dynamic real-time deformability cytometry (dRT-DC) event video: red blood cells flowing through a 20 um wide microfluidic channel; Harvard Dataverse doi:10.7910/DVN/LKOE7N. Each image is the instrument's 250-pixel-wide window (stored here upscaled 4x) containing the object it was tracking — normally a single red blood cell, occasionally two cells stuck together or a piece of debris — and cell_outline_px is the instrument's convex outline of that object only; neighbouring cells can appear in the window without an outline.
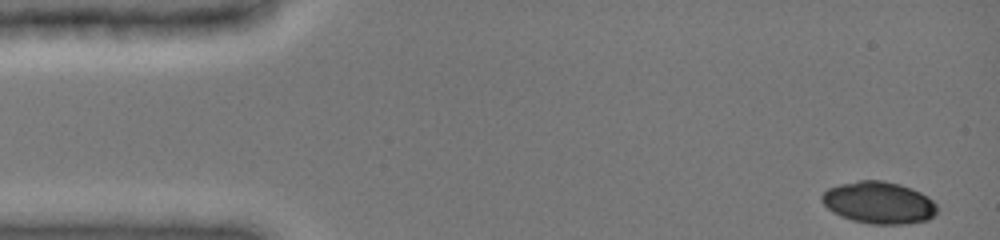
{"species": "common noctule bat (a hibernating species)", "species_latin": "Nyctalus noctula", "temperature_condition": "cold", "stored_images_in_passage": 42, "camera_frame_rate_fps": 3000, "um_per_image_px": 0.085, "animal": {"sex": "female", "body_mass_g": 19.0, "forearm_length_mm": 51.5}, "frame": {"image": 1, "passage_image": 1, "time_ms": 0.0, "image_size_px": [1000, 240], "cell_outline_px": [[936, 212], [928, 220], [904, 224], [872, 224], [852, 220], [840, 216], [832, 212], [820, 200], [820, 196], [828, 188], [840, 184], [860, 180], [884, 180], [900, 184], [912, 188], [928, 196], [936, 204]], "centroid_in_image_um": [74.69, 17.22], "position_along_channel_um": 10.3, "area_um2": 28.32}}
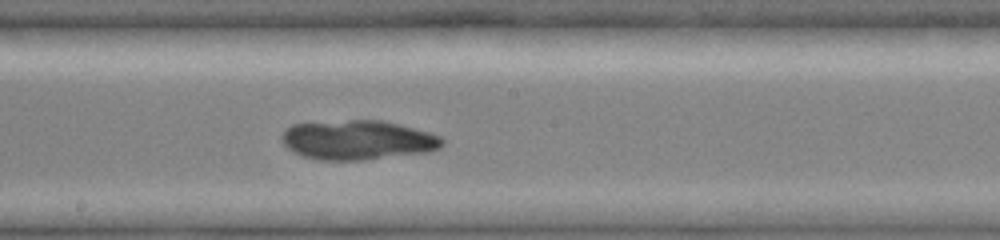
{"frame": {"image": 2, "passage_image": 26, "time_ms": 8.0, "image_size_px": [1000, 240], "cell_outline_px": [[444, 144], [440, 148], [428, 152], [364, 160], [320, 160], [304, 156], [292, 152], [280, 140], [280, 136], [292, 124], [348, 120], [384, 120], [432, 132], [440, 136], [444, 140]], "centroid_in_image_um": [30.44, 11.9], "position_along_channel_um": 217.8, "area_um2": 37.22}}
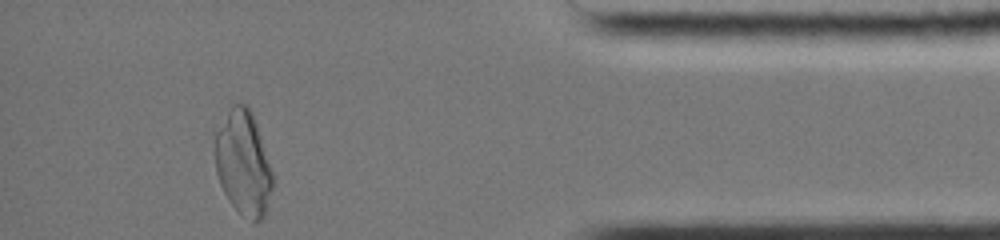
{"frame": {"image": 3, "passage_image": 42, "time_ms": 13.667, "image_size_px": [1000, 240], "cell_outline_px": [[272, 188], [264, 216], [260, 220], [252, 220], [240, 212], [228, 200], [220, 184], [216, 172], [216, 132], [232, 104], [248, 104], [252, 112], [272, 172]], "centroid_in_image_um": [20.67, 13.84], "position_along_channel_um": 414.5, "area_um2": 34.22}}